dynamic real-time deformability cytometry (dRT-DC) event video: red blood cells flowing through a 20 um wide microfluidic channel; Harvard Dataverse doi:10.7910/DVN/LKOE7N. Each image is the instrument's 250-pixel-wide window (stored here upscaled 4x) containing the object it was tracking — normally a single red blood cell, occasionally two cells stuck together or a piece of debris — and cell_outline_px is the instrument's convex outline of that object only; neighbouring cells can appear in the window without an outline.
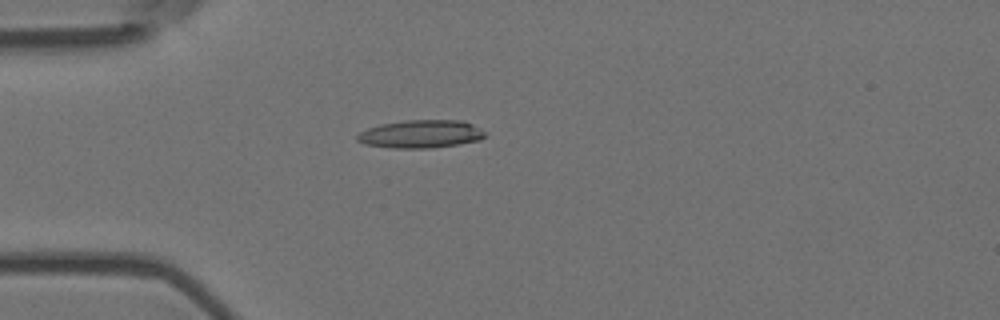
{"species": "Egyptian fruit bat (a non-hibernating species)", "species_latin": "Rousettus aegyptiacus", "temperature_condition": "room temperature", "stored_images_in_passage": 5, "camera_frame_rate_fps": 3000, "um_per_image_px": 0.085, "animal": {"sex": "female"}, "frame": {"image": 1, "passage_image": 4, "time_ms": 1.0, "image_size_px": [1000, 320], "cell_outline_px": [[488, 136], [480, 140], [460, 144], [432, 148], [396, 148], [364, 144], [356, 140], [356, 136], [360, 132], [368, 128], [380, 124], [404, 120], [464, 120], [480, 128]], "centroid_in_image_um": [35.8, 11.39], "position_along_channel_um": 49.2, "area_um2": 21.04}}